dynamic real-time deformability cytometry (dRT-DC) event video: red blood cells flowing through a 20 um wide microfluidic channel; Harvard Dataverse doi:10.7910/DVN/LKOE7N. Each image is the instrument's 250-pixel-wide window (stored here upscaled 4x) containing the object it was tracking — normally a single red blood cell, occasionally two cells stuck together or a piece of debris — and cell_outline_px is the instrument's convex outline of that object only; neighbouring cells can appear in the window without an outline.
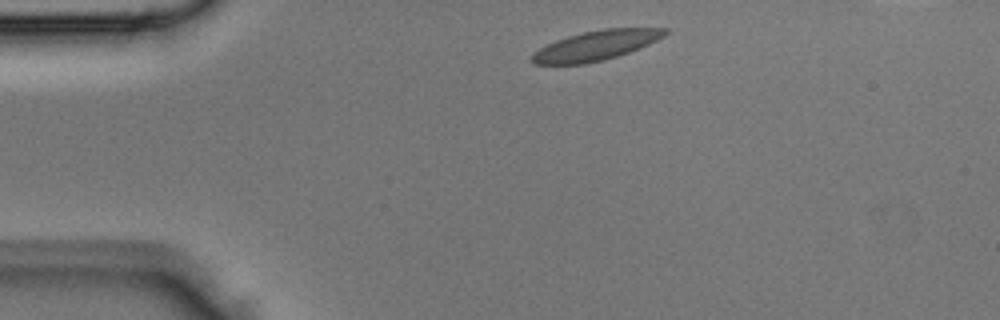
{"species": "Egyptian fruit bat (a non-hibernating species)", "species_latin": "Rousettus aegyptiacus", "temperature_condition": "room temperature", "stored_images_in_passage": 2, "segment_of_instrument_passage": [2, 2], "camera_frame_rate_fps": 3000, "um_per_image_px": 0.085, "animal": {"sex": "male"}, "frame": {"image": 1, "passage_image": 2, "time_ms": 0.333, "image_size_px": [1000, 320], "cell_outline_px": [[668, 32], [664, 36], [648, 44], [628, 52], [604, 60], [584, 64], [532, 64], [528, 60], [528, 56], [540, 48], [556, 40], [568, 36], [584, 32], [604, 28], [668, 28]], "centroid_in_image_um": [50.6, 3.87], "position_along_channel_um": 34.4, "area_um2": 22.95}}